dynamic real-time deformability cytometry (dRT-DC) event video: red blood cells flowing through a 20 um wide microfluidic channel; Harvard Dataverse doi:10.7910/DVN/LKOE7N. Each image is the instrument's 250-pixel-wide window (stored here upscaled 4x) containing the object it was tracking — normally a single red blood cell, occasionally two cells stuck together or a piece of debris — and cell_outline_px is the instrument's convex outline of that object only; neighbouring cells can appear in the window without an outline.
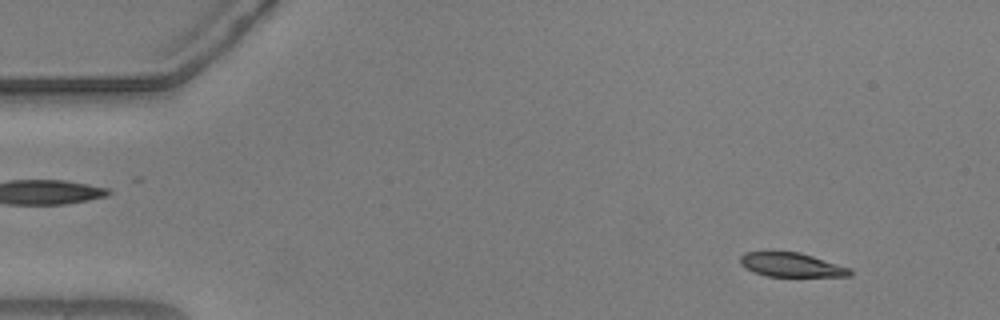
{"species": "common noctule bat (a hibernating species)", "species_latin": "Nyctalus noctula", "temperature_condition": "warm", "stored_images_in_passage": 54, "camera_frame_rate_fps": 3000, "um_per_image_px": 0.085, "animal": {"sex": "male", "body_mass_g": 20.5, "forearm_length_mm": 52.5}, "frame": {"image": 1, "passage_image": 5, "time_ms": 1.333, "image_size_px": [1000, 320], "cell_outline_px": [[852, 276], [768, 276], [744, 268], [740, 264], [740, 256], [744, 252], [800, 252], [852, 268]], "centroid_in_image_um": [67.29, 22.51], "position_along_channel_um": 17.7, "area_um2": 15.37}}
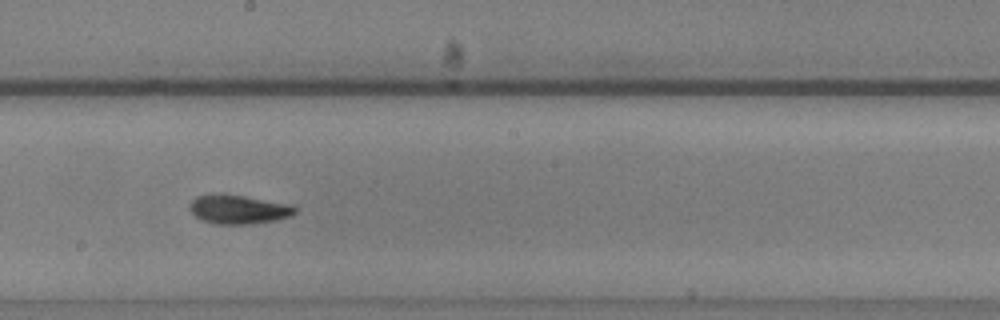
{"frame": {"image": 2, "passage_image": 30, "time_ms": 9.667, "image_size_px": [1000, 320], "cell_outline_px": [[300, 208], [292, 216], [276, 220], [252, 224], [216, 224], [200, 220], [188, 208], [188, 204], [196, 196], [244, 196], [296, 204]], "centroid_in_image_um": [20.38, 17.82], "position_along_channel_um": 227.8, "area_um2": 17.8}}
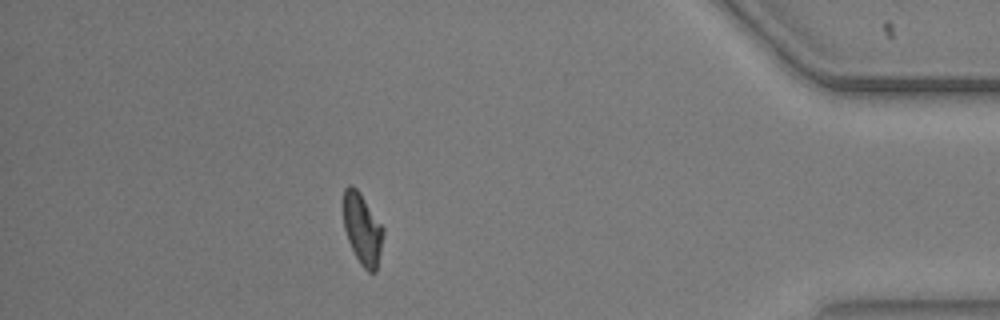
{"frame": {"image": 3, "passage_image": 48, "time_ms": 15.667, "image_size_px": [1000, 320], "cell_outline_px": [[384, 232], [376, 272], [368, 272], [360, 264], [348, 240], [344, 228], [344, 188], [348, 184], [352, 184], [356, 188], [384, 228]], "centroid_in_image_um": [30.8, 19.47], "position_along_channel_um": 404.4, "area_um2": 16.24}, "authors_computed_cell_mechanics": {"area_um2": 17.051, "velocity_mm_per_s": 3.6934, "shape_relaxation_time_tau1_ms": 6.016, "shape_relaxation_time_tau2_ms": 4.4484, "deformation_change_tau1": 0.1975, "deformation_change_tau2": 0.0847}}